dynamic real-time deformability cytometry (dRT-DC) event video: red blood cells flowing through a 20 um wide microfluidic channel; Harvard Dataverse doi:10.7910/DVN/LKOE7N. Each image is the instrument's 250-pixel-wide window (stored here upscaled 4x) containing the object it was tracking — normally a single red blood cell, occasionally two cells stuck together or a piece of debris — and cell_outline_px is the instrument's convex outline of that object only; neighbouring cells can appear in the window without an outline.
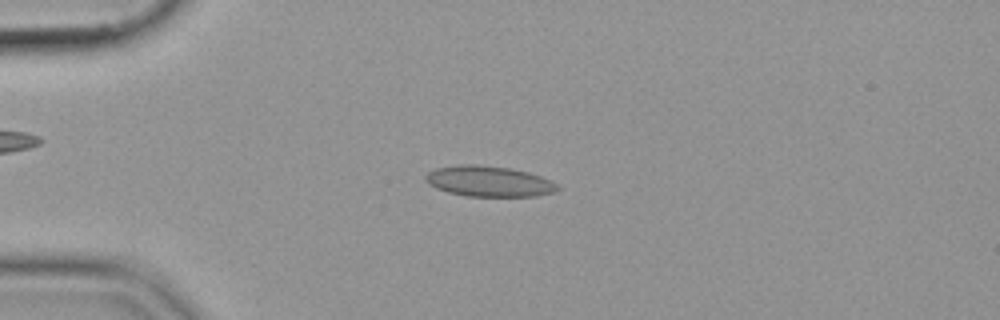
{"species": "common noctule bat (a hibernating species)", "species_latin": "Nyctalus noctula", "temperature_condition": "cold", "stored_images_in_passage": 54, "camera_frame_rate_fps": 3000, "um_per_image_px": 0.085, "animal": {"sex": "female", "body_mass_g": 19.9}, "frame": {"image": 1, "passage_image": 13, "time_ms": 4.0, "image_size_px": [1000, 320], "cell_outline_px": [[564, 188], [552, 192], [536, 196], [468, 196], [448, 192], [436, 188], [428, 184], [424, 180], [424, 176], [428, 172], [436, 168], [460, 164], [476, 164], [508, 168], [528, 172], [540, 176]], "centroid_in_image_um": [41.53, 15.41], "position_along_channel_um": 43.5, "area_um2": 23.52}}
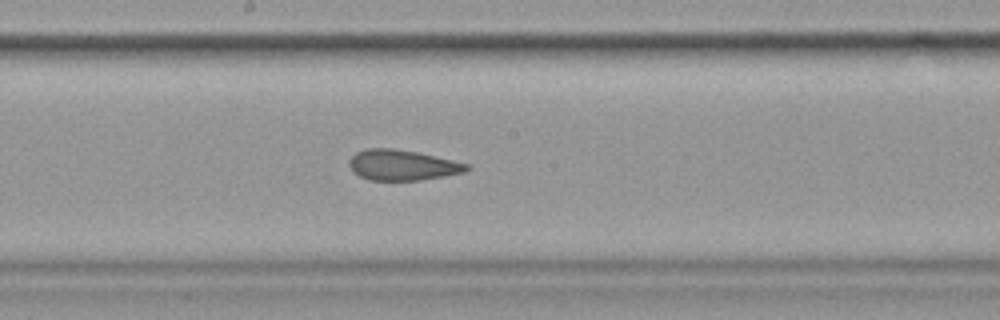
{"frame": {"image": 2, "passage_image": 29, "time_ms": 9.333, "image_size_px": [1000, 320], "cell_outline_px": [[472, 168], [464, 172], [444, 176], [420, 180], [368, 180], [352, 172], [348, 164], [348, 160], [356, 152], [368, 148], [392, 148], [416, 152], [452, 160], [468, 164]], "centroid_in_image_um": [34.16, 14.03], "position_along_channel_um": 214.0, "area_um2": 20.87}}
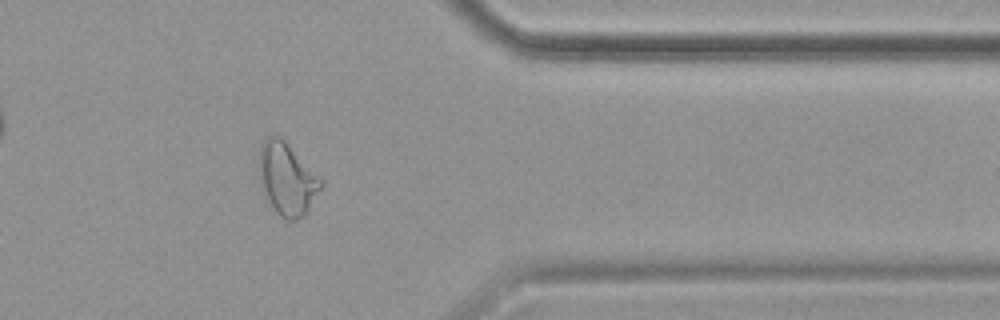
{"frame": {"image": 3, "passage_image": 44, "time_ms": 14.333, "image_size_px": [1000, 320], "cell_outline_px": [[324, 184], [304, 216], [296, 220], [288, 220], [280, 216], [264, 200], [260, 184], [256, 164], [260, 148], [264, 140], [268, 136], [280, 136], [284, 140]], "centroid_in_image_um": [24.31, 15.24], "position_along_channel_um": 387.1, "area_um2": 26.18}}